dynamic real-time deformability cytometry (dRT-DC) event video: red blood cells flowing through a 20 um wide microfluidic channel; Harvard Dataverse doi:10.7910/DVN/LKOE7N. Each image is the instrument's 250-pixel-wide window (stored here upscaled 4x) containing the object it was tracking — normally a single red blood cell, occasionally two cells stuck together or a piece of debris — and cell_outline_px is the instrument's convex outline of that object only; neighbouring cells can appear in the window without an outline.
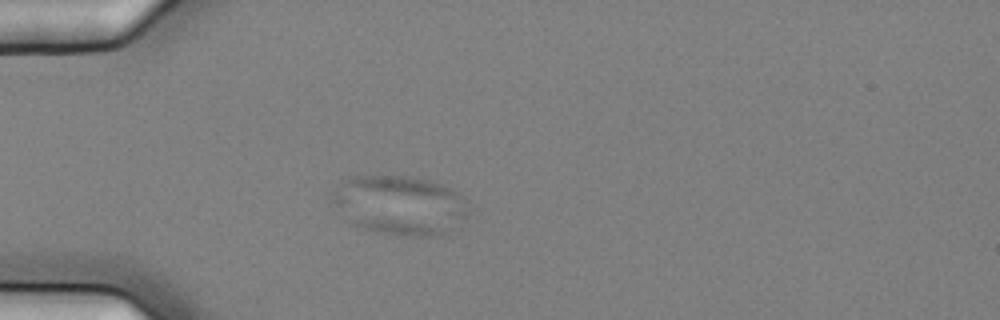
{"species": "common noctule bat (a hibernating species)", "species_latin": "Nyctalus noctula", "temperature_condition": "cold", "stored_images_in_passage": 5, "camera_frame_rate_fps": 3000, "um_per_image_px": 0.085, "animal": {"sex": "female", "body_mass_g": 25.1}, "frame": {"image": 1, "passage_image": 2, "time_ms": 0.333, "image_size_px": [1000, 320], "cell_outline_px": [[468, 212], [448, 236], [400, 236], [360, 228], [348, 224], [332, 200], [332, 192], [340, 180], [348, 176], [404, 176], [428, 180], [452, 188], [460, 196]], "centroid_in_image_um": [33.92, 17.46], "position_along_channel_um": 51.1, "area_um2": 47.45}}
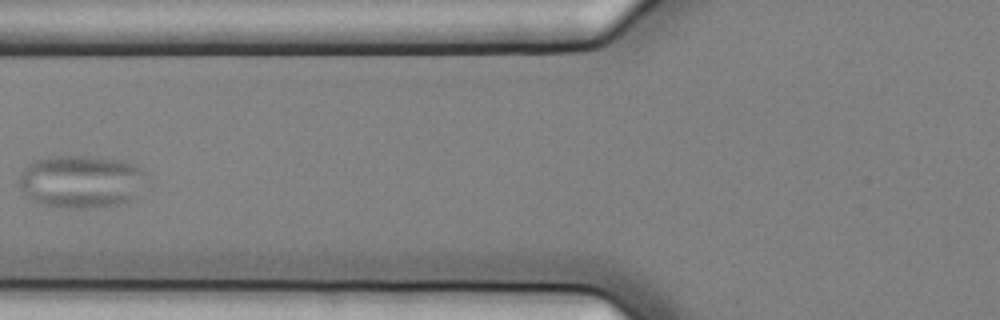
{"frame": {"image": 2, "passage_image": 4, "time_ms": 1.0, "image_size_px": [1000, 320], "cell_outline_px": [[144, 176], [136, 200], [116, 204], [84, 208], [76, 208], [44, 204], [32, 200], [28, 196], [16, 180], [20, 172], [28, 164], [36, 160], [60, 156], [84, 156], [124, 160], [136, 164], [144, 172]], "centroid_in_image_um": [6.9, 15.41], "position_along_channel_um": 118.9, "area_um2": 38.84}}